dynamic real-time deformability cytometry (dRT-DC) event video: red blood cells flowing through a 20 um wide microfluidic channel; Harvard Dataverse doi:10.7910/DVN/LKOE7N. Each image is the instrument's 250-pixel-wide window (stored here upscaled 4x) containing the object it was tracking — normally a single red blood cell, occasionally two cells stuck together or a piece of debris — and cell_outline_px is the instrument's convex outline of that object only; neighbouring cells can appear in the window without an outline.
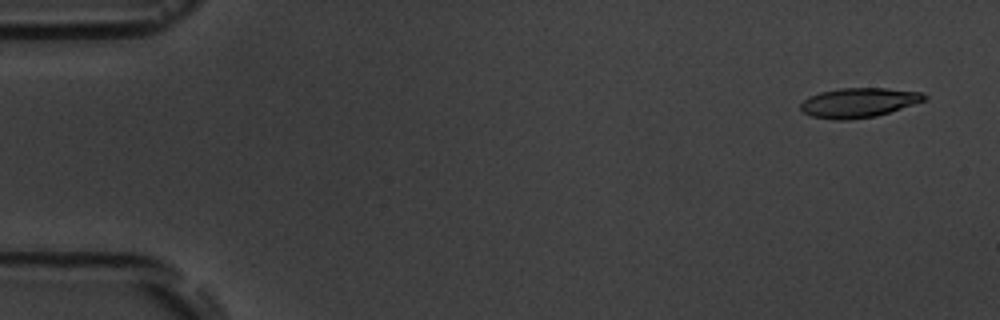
{"species": "common noctule bat (a hibernating species)", "species_latin": "Nyctalus noctula", "temperature_condition": "room temperature", "stored_images_in_passage": 4, "camera_frame_rate_fps": 3000, "um_per_image_px": 0.085, "animal": {"sex": "male", "body_mass_g": 19.5, "forearm_length_mm": 54.6}, "frame": {"image": 1, "passage_image": 1, "time_ms": 0.0, "image_size_px": [1000, 320], "cell_outline_px": [[928, 96], [924, 100], [876, 116], [844, 120], [836, 120], [812, 116], [804, 112], [800, 108], [800, 104], [808, 96], [820, 92], [840, 88], [888, 88], [924, 92]], "centroid_in_image_um": [72.97, 8.71], "position_along_channel_um": 12.0, "area_um2": 21.15}}